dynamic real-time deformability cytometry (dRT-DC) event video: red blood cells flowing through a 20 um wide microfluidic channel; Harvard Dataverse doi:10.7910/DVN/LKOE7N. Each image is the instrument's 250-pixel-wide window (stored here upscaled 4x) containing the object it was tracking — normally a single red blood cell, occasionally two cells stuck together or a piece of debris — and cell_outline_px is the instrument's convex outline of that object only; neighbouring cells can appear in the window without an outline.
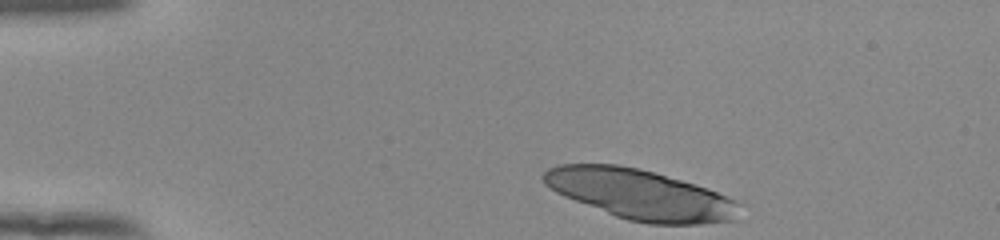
{"species": "human", "species_latin": "Homo sapiens", "temperature_condition": "room temperature", "stored_images_in_passage": 39, "camera_frame_rate_fps": 3000, "um_per_image_px": 0.085, "donor": {"sex": "female"}, "frame": {"image": 1, "passage_image": 1, "time_ms": 0.0, "image_size_px": [1000, 240], "cell_outline_px": [[744, 204], [736, 220], [700, 224], [648, 224], [628, 220], [616, 216], [564, 196], [556, 192], [544, 184], [540, 176], [548, 168], [560, 164], [616, 164], [640, 168], [680, 180], [716, 192], [736, 200]], "centroid_in_image_um": [54.43, 16.54], "position_along_channel_um": 30.6, "area_um2": 57.11}}
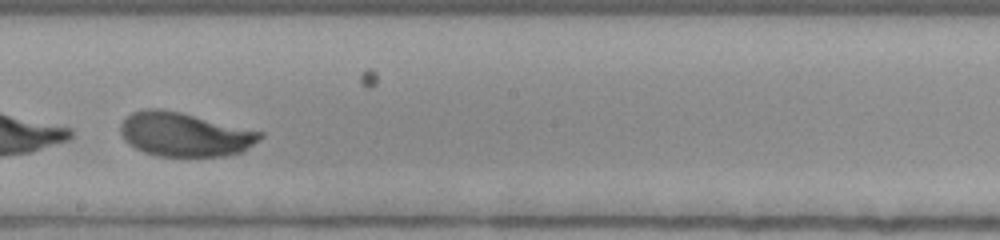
{"frame": {"image": 2, "passage_image": 23, "time_ms": 7.333, "image_size_px": [1000, 240], "cell_outline_px": [[264, 136], [244, 152], [224, 156], [156, 156], [144, 152], [128, 144], [124, 140], [120, 132], [120, 124], [124, 116], [132, 112], [144, 108], [160, 108], [180, 112], [264, 132]], "centroid_in_image_um": [15.67, 11.42], "position_along_channel_um": 232.5, "area_um2": 36.18}}
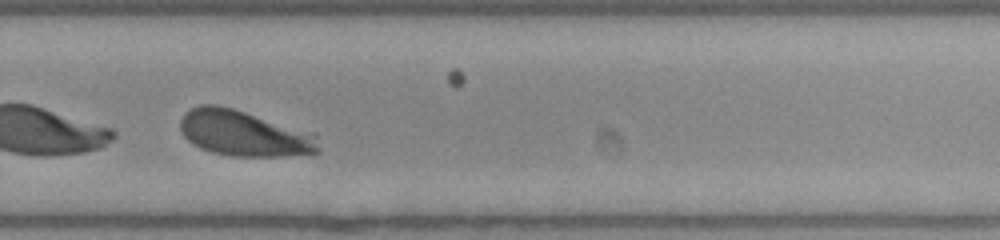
{"frame": {"image": 3, "passage_image": 29, "time_ms": 9.333, "image_size_px": [1000, 240], "cell_outline_px": [[320, 152], [280, 156], [232, 156], [212, 152], [200, 148], [192, 144], [184, 136], [180, 128], [180, 120], [184, 112], [200, 104], [216, 104], [232, 108], [312, 132], [316, 136], [320, 148]], "centroid_in_image_um": [20.71, 11.33], "position_along_channel_um": 309.1, "area_um2": 36.76}, "authors_computed_cell_mechanics": {"area_um2": 36.7608, "velocity_mm_per_s": 3.8213, "shape_relaxation_time_tau1_ms": 2.8577, "shape_relaxation_time_tau2_ms": null, "deformation_change_tau1": 0.3858, "deformation_change_tau2": null}}